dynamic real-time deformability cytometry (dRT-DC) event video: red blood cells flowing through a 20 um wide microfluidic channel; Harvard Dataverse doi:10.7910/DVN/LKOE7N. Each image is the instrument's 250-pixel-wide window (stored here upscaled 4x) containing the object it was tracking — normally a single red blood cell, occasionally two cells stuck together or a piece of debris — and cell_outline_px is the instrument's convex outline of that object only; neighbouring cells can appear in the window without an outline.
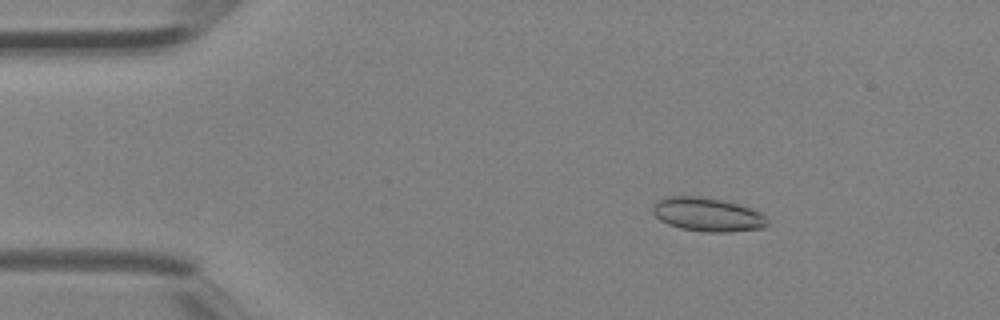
{"species": "Egyptian fruit bat (a non-hibernating species)", "species_latin": "Rousettus aegyptiacus", "temperature_condition": "room temperature", "stored_images_in_passage": 4, "camera_frame_rate_fps": 3000, "um_per_image_px": 0.085, "animal": {"sex": "female"}, "frame": {"image": 1, "passage_image": 2, "time_ms": 0.333, "image_size_px": [1000, 320], "cell_outline_px": [[768, 224], [764, 228], [728, 232], [704, 232], [680, 228], [668, 224], [660, 220], [652, 212], [652, 208], [656, 200], [668, 196], [704, 196], [728, 200], [752, 208], [760, 212], [768, 220]], "centroid_in_image_um": [60.15, 18.22], "position_along_channel_um": 24.9, "area_um2": 23.0}}
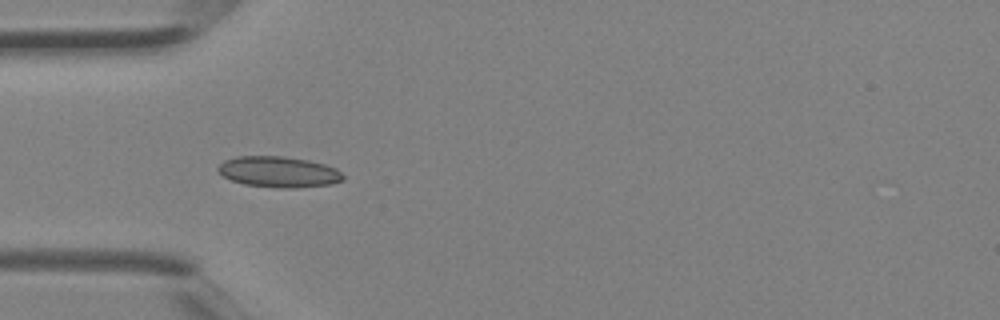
{"frame": {"image": 2, "passage_image": 3, "time_ms": 0.667, "image_size_px": [1000, 320], "cell_outline_px": [[344, 180], [332, 184], [292, 188], [284, 188], [244, 184], [232, 180], [224, 176], [216, 168], [224, 160], [236, 156], [284, 156], [308, 160], [324, 164], [336, 168], [344, 176]], "centroid_in_image_um": [23.7, 14.6], "position_along_channel_um": 61.3, "area_um2": 22.43}}
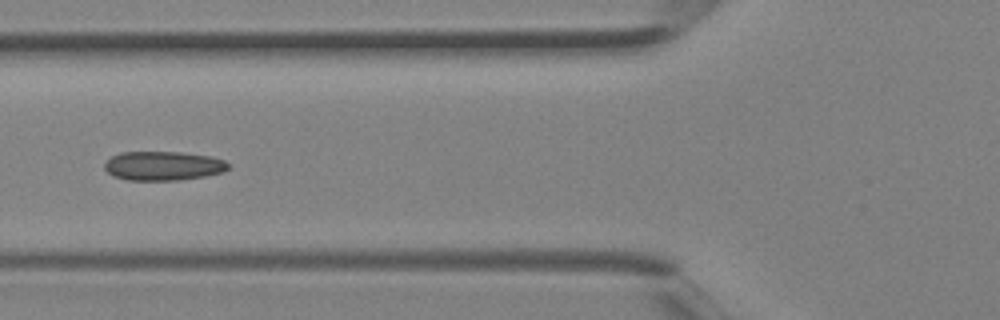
{"frame": {"image": 3, "passage_image": 4, "time_ms": 1.0, "image_size_px": [1000, 320], "cell_outline_px": [[228, 168], [224, 172], [204, 176], [180, 180], [128, 180], [112, 176], [104, 168], [104, 164], [112, 156], [120, 152], [180, 152], [208, 156], [224, 160], [228, 164]], "centroid_in_image_um": [13.85, 14.1], "position_along_channel_um": 112.0, "area_um2": 20.92}}